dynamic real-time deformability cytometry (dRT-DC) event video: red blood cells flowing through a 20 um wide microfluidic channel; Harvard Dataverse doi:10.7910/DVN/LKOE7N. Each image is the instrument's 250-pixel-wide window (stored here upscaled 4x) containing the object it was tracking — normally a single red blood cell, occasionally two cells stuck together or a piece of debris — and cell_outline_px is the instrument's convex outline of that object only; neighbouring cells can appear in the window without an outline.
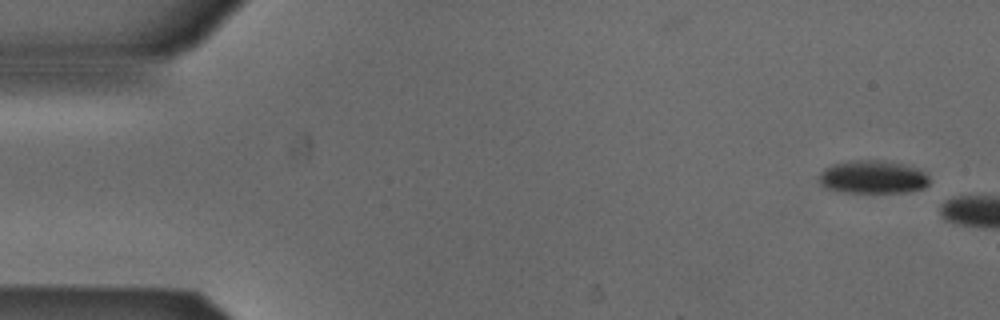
{"species": "Egyptian fruit bat (a non-hibernating species)", "species_latin": "Rousettus aegyptiacus", "temperature_condition": "cold", "stored_images_in_passage": 2, "camera_frame_rate_fps": 3000, "um_per_image_px": 0.085, "animal": {"sex": "male"}, "frame": {"image": 1, "passage_image": 1, "time_ms": 0.0, "image_size_px": [1000, 320], "cell_outline_px": [[928, 184], [924, 188], [908, 192], [844, 192], [824, 188], [820, 184], [820, 172], [824, 168], [832, 164], [856, 160], [876, 160], [904, 164], [916, 168], [924, 172], [928, 176]], "centroid_in_image_um": [74.17, 15.05], "position_along_channel_um": 10.8, "area_um2": 21.21}}